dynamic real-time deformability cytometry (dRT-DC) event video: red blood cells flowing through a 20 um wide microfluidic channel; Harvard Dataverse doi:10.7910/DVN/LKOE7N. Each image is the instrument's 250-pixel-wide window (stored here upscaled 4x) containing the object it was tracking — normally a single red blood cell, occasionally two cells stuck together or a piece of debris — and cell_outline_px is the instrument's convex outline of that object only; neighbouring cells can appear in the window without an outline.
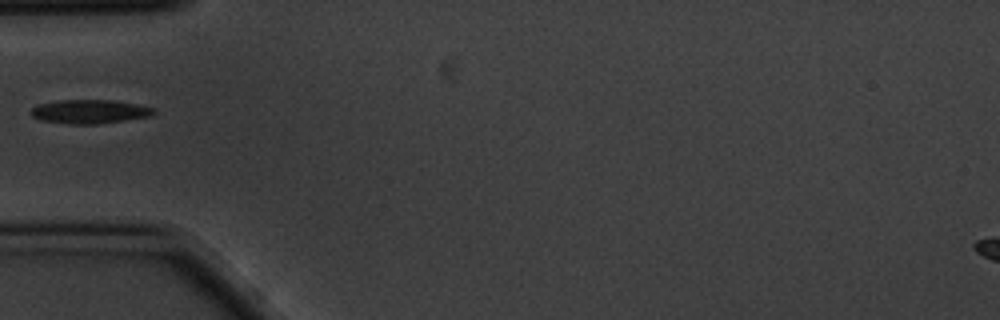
{"species": "common noctule bat (a hibernating species)", "species_latin": "Nyctalus noctula", "temperature_condition": "cold", "stored_images_in_passage": 33, "camera_frame_rate_fps": 3000, "um_per_image_px": 0.085, "animal": {"sex": "male", "body_mass_g": 20.1, "forearm_length_mm": 53.5}, "frame": {"image": 1, "passage_image": 1, "time_ms": 0.0, "image_size_px": [1000, 320], "cell_outline_px": [[156, 112], [152, 116], [96, 124], [68, 124], [40, 120], [32, 116], [32, 108], [40, 104], [60, 100], [112, 100], [136, 104], [156, 108]], "centroid_in_image_um": [7.66, 9.49], "position_along_channel_um": 77.3, "area_um2": 16.99}}
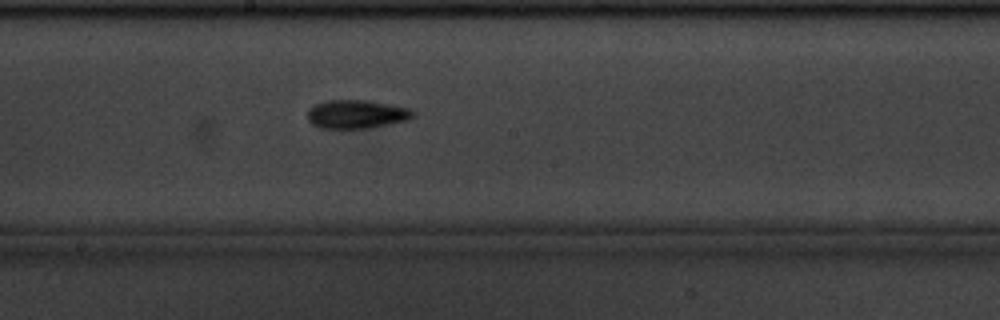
{"frame": {"image": 2, "passage_image": 13, "time_ms": 4.0, "image_size_px": [1000, 320], "cell_outline_px": [[416, 116], [408, 120], [368, 128], [320, 128], [312, 124], [308, 120], [308, 112], [316, 104], [328, 100], [368, 100], [412, 108], [416, 112]], "centroid_in_image_um": [30.38, 9.7], "position_along_channel_um": 217.8, "area_um2": 17.63}}
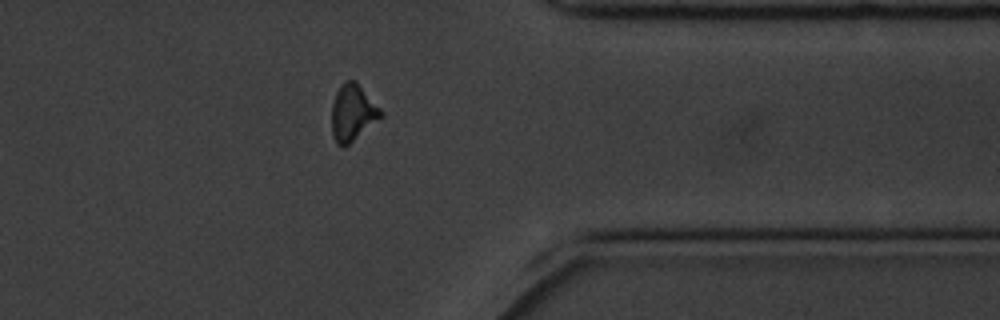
{"frame": {"image": 3, "passage_image": 28, "time_ms": 9.0, "image_size_px": [1000, 320], "cell_outline_px": [[384, 116], [344, 148], [336, 144], [332, 136], [332, 104], [336, 92], [348, 80], [356, 80], [384, 112]], "centroid_in_image_um": [30.0, 9.61], "position_along_channel_um": 381.4, "area_um2": 16.3}}